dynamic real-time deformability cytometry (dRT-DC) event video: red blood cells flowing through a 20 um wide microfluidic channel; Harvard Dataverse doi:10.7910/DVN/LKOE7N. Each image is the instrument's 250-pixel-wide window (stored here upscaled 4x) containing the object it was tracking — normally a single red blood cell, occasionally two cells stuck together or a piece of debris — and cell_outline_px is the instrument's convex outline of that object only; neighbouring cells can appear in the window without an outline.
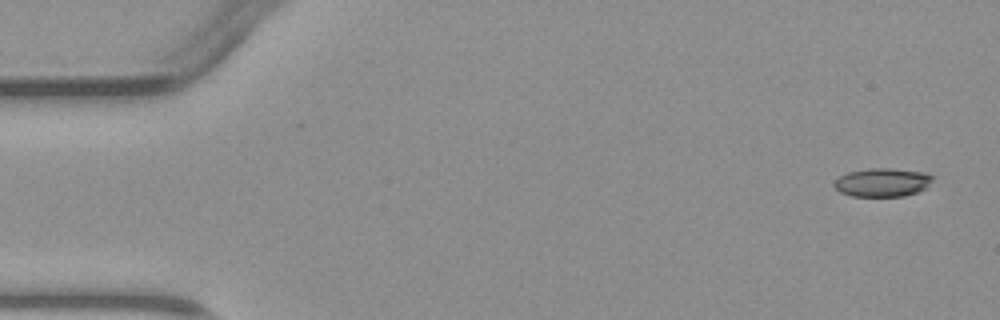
{"species": "common noctule bat (a hibernating species)", "species_latin": "Nyctalus noctula", "temperature_condition": "warm", "stored_images_in_passage": 2, "camera_frame_rate_fps": 3000, "um_per_image_px": 0.085, "animal": {"sex": "male", "body_mass_g": 23.1, "forearm_length_mm": 52.7}, "frame": {"image": 1, "passage_image": 2, "time_ms": 1.333, "image_size_px": [1000, 320], "cell_outline_px": [[936, 176], [924, 188], [916, 192], [904, 196], [852, 196], [840, 192], [832, 184], [840, 176], [848, 172], [868, 168], [888, 168], [924, 172]], "centroid_in_image_um": [75.0, 15.49], "position_along_channel_um": 10.0, "area_um2": 16.3}}